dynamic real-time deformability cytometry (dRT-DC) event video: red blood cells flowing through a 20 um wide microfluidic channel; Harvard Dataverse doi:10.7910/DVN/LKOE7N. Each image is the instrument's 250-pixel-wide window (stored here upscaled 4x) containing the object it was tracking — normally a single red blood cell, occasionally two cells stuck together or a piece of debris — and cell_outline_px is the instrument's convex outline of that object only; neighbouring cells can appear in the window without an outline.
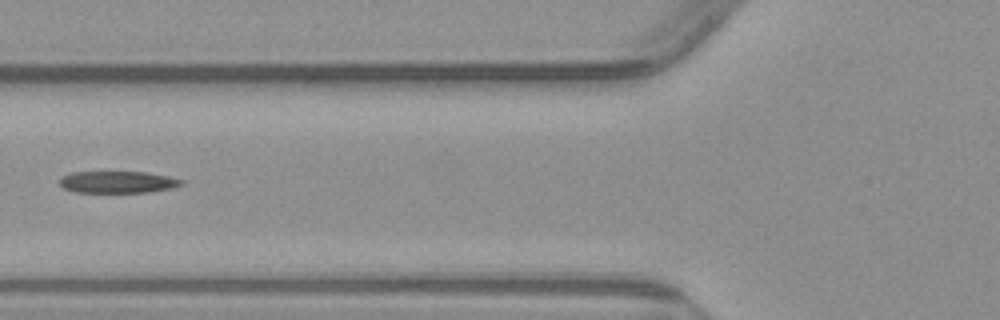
{"species": "common noctule bat (a hibernating species)", "species_latin": "Nyctalus noctula", "temperature_condition": "warm", "stored_images_in_passage": 2, "camera_frame_rate_fps": 3000, "um_per_image_px": 0.085, "animal": {"sex": "male", "body_mass_g": 23.1, "forearm_length_mm": 52.7}, "frame": {"image": 1, "passage_image": 2, "time_ms": 1.333, "image_size_px": [1000, 320], "cell_outline_px": [[184, 184], [172, 188], [148, 192], [76, 192], [64, 188], [60, 184], [60, 180], [64, 176], [72, 172], [148, 172], [168, 176], [184, 180]], "centroid_in_image_um": [10.06, 15.47], "position_along_channel_um": 115.7, "area_um2": 15.43}}